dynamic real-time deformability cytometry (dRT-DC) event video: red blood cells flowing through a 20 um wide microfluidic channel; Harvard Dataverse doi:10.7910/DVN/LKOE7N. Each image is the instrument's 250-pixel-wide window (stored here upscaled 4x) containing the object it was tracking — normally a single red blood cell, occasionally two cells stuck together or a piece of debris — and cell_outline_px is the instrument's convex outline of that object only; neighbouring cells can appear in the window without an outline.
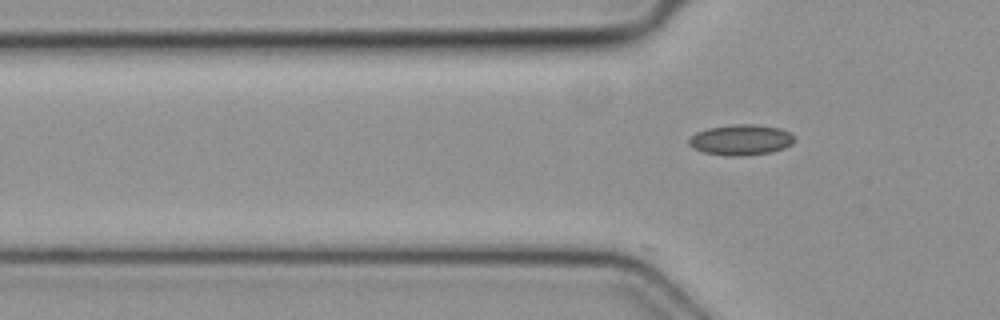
{"species": "common noctule bat (a hibernating species)", "species_latin": "Nyctalus noctula", "temperature_condition": "cold", "stored_images_in_passage": 7, "camera_frame_rate_fps": 3000, "um_per_image_px": 0.085, "animal": {"sex": "female", "body_mass_g": 19.3, "forearm_length_mm": 54.1}, "frame": {"image": 1, "passage_image": 7, "time_ms": 2.0, "image_size_px": [1000, 320], "cell_outline_px": [[796, 140], [792, 144], [784, 148], [772, 152], [748, 156], [724, 156], [704, 152], [692, 148], [688, 144], [688, 140], [696, 132], [708, 128], [736, 124], [756, 124], [780, 128], [796, 136]], "centroid_in_image_um": [63.0, 11.9], "position_along_channel_um": 62.8, "area_um2": 19.13}}